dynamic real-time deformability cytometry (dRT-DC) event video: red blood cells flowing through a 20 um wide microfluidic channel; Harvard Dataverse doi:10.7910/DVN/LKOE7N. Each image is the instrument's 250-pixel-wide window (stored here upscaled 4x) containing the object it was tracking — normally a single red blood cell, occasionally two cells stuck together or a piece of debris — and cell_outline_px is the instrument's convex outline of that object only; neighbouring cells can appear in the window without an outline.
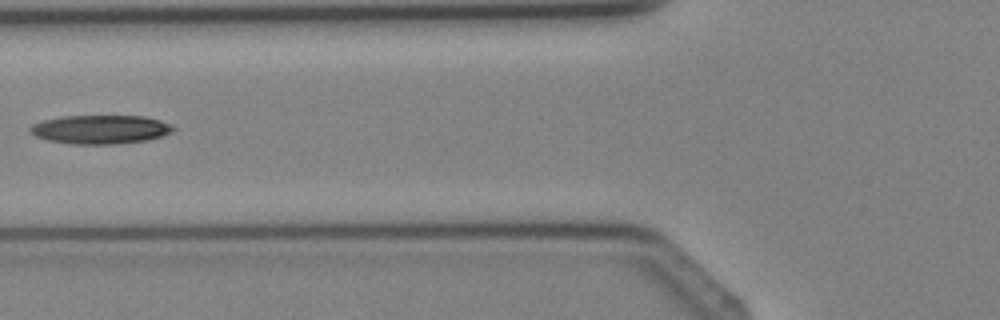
{"species": "Egyptian fruit bat (a non-hibernating species)", "species_latin": "Rousettus aegyptiacus", "temperature_condition": "cold", "stored_images_in_passage": 3, "camera_frame_rate_fps": 3000, "um_per_image_px": 0.085, "animal": {"sex": "female"}, "frame": {"image": 1, "passage_image": 3, "time_ms": 3.0, "image_size_px": [1000, 320], "cell_outline_px": [[176, 128], [172, 132], [164, 136], [148, 140], [116, 144], [68, 144], [48, 140], [36, 136], [28, 132], [28, 128], [32, 124], [44, 120], [64, 116], [144, 116], [160, 120], [172, 124]], "centroid_in_image_um": [8.55, 11.01], "position_along_channel_um": 117.2, "area_um2": 24.28}}